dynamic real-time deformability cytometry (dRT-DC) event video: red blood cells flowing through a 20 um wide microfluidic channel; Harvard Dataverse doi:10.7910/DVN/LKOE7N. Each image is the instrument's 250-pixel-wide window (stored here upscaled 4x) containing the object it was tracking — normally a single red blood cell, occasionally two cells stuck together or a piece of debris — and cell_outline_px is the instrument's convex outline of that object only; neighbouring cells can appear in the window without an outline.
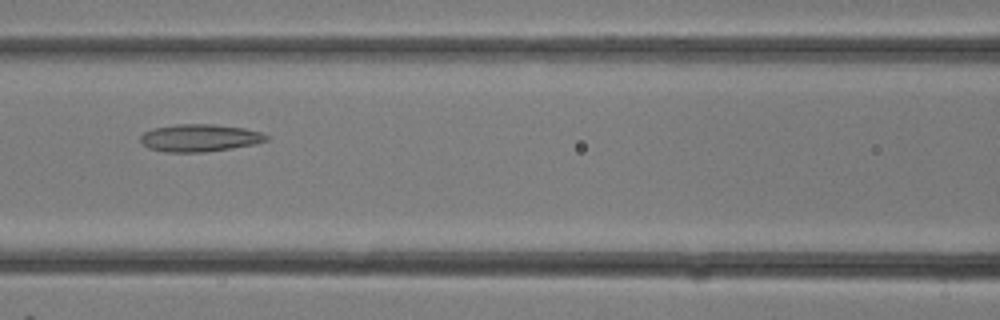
{"species": "common noctule bat (a hibernating species)", "species_latin": "Nyctalus noctula", "temperature_condition": "room temperature", "stored_images_in_passage": 13, "camera_frame_rate_fps": 3000, "um_per_image_px": 0.085, "animal": {"sex": "female"}, "frame": {"image": 1, "passage_image": 10, "time_ms": 3.0, "image_size_px": [1000, 320], "cell_outline_px": [[268, 140], [252, 144], [232, 148], [204, 152], [164, 152], [148, 148], [140, 140], [140, 136], [144, 132], [152, 128], [176, 124], [212, 124], [244, 128], [260, 132], [268, 136]], "centroid_in_image_um": [16.93, 11.72], "position_along_channel_um": 149.7, "area_um2": 20.06}}
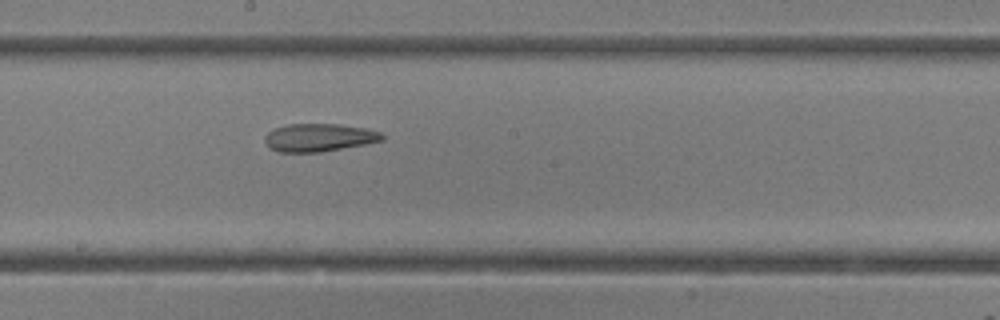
{"frame": {"image": 2, "passage_image": 13, "time_ms": 4.0, "image_size_px": [1000, 320], "cell_outline_px": [[384, 140], [364, 144], [320, 152], [276, 152], [268, 148], [264, 144], [264, 136], [268, 132], [276, 128], [288, 124], [340, 124], [368, 128], [380, 132], [384, 136]], "centroid_in_image_um": [27.08, 11.69], "position_along_channel_um": 221.1, "area_um2": 19.25}}